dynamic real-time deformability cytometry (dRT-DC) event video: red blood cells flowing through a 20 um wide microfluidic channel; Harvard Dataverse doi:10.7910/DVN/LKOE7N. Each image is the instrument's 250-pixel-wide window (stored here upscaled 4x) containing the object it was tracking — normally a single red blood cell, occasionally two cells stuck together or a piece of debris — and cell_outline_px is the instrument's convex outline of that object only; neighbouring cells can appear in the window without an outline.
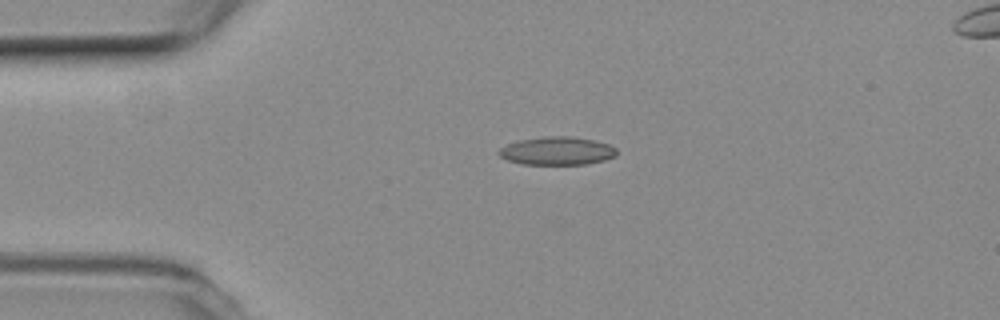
{"species": "common noctule bat (a hibernating species)", "species_latin": "Nyctalus noctula", "temperature_condition": "room temperature", "stored_images_in_passage": 43, "camera_frame_rate_fps": 3000, "um_per_image_px": 0.085, "animal": {"sex": "female", "body_mass_g": 19.3, "forearm_length_mm": 54.1}, "frame": {"image": 1, "passage_image": 1, "time_ms": 0.0, "image_size_px": [1000, 320], "cell_outline_px": [[616, 156], [604, 160], [588, 164], [520, 164], [508, 160], [500, 156], [496, 152], [500, 148], [508, 144], [520, 140], [544, 136], [572, 136], [592, 140], [608, 144], [616, 148]], "centroid_in_image_um": [47.34, 12.83], "position_along_channel_um": 37.7, "area_um2": 19.31}}
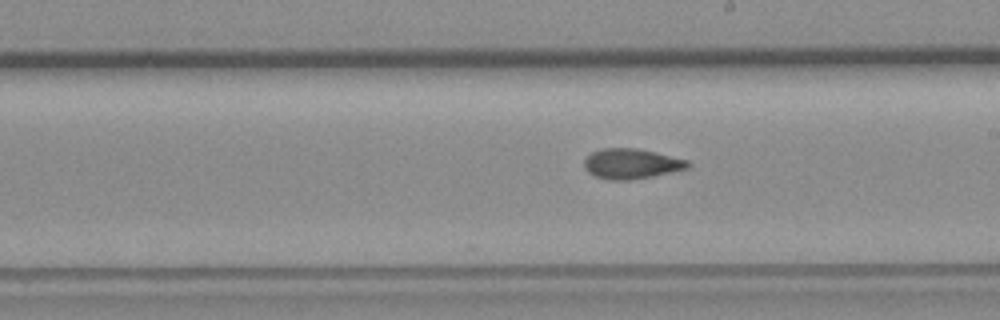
{"frame": {"image": 2, "passage_image": 19, "time_ms": 6.0, "image_size_px": [1000, 320], "cell_outline_px": [[692, 164], [688, 168], [652, 176], [628, 180], [608, 180], [596, 176], [588, 172], [584, 168], [584, 160], [592, 152], [604, 148], [636, 148], [688, 160]], "centroid_in_image_um": [53.65, 13.92], "position_along_channel_um": 235.3, "area_um2": 18.03}}
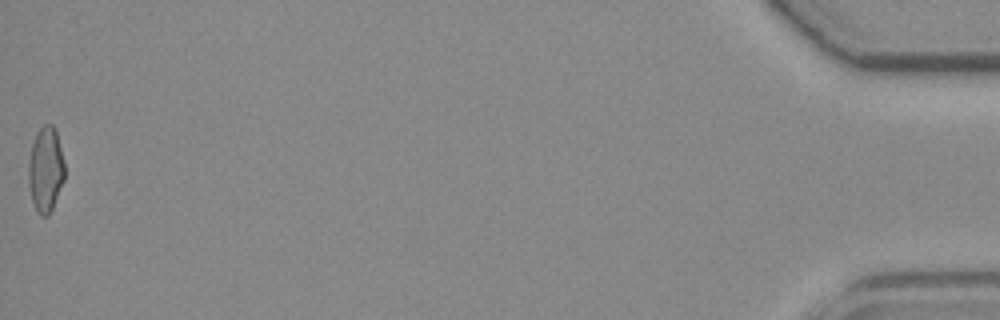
{"frame": {"image": 3, "passage_image": 43, "time_ms": 14.0, "image_size_px": [1000, 320], "cell_outline_px": [[64, 180], [52, 208], [48, 216], [40, 216], [36, 212], [32, 200], [28, 184], [28, 164], [32, 144], [36, 132], [44, 124], [52, 124], [56, 128], [64, 164]], "centroid_in_image_um": [3.87, 14.4], "position_along_channel_um": 431.3, "area_um2": 18.03}, "authors_computed_cell_mechanics": {"area_um2": 17.918, "velocity_mm_per_s": 3.7843, "shape_relaxation_time_tau1_ms": null, "shape_relaxation_time_tau2_ms": 2.3748, "deformation_change_tau1": null, "deformation_change_tau2": 0.0833}}